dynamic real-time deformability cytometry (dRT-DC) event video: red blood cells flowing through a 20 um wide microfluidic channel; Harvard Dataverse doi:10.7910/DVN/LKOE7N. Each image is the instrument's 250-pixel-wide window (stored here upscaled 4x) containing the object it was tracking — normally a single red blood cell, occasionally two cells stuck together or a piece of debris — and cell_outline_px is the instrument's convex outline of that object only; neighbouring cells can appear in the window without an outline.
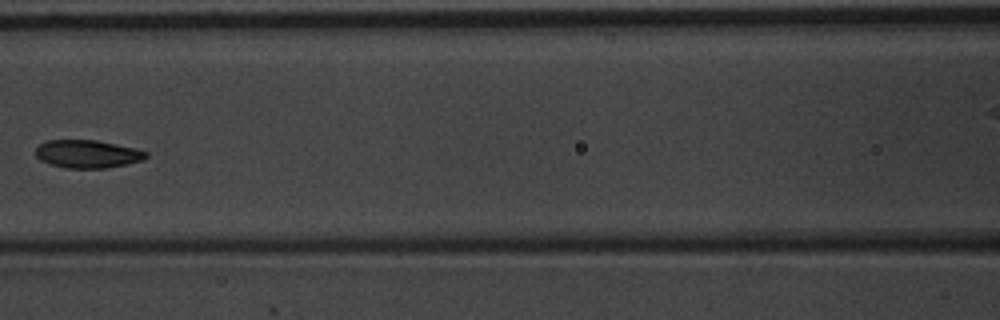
{"species": "common noctule bat (a hibernating species)", "species_latin": "Nyctalus noctula", "temperature_condition": "warm", "stored_images_in_passage": 8, "segment_of_instrument_passage": [1, 2], "camera_frame_rate_fps": 3000, "um_per_image_px": 0.085, "animal": {"sex": "male", "body_mass_g": 20.1, "forearm_length_mm": 53.5}, "frame": {"image": 1, "passage_image": 7, "time_ms": 2.0, "image_size_px": [1000, 320], "cell_outline_px": [[148, 156], [144, 160], [128, 164], [108, 168], [68, 168], [52, 164], [40, 160], [36, 156], [36, 148], [40, 144], [48, 140], [96, 140], [132, 148], [148, 152]], "centroid_in_image_um": [7.45, 13.09], "position_along_channel_um": 159.1, "area_um2": 17.86}}